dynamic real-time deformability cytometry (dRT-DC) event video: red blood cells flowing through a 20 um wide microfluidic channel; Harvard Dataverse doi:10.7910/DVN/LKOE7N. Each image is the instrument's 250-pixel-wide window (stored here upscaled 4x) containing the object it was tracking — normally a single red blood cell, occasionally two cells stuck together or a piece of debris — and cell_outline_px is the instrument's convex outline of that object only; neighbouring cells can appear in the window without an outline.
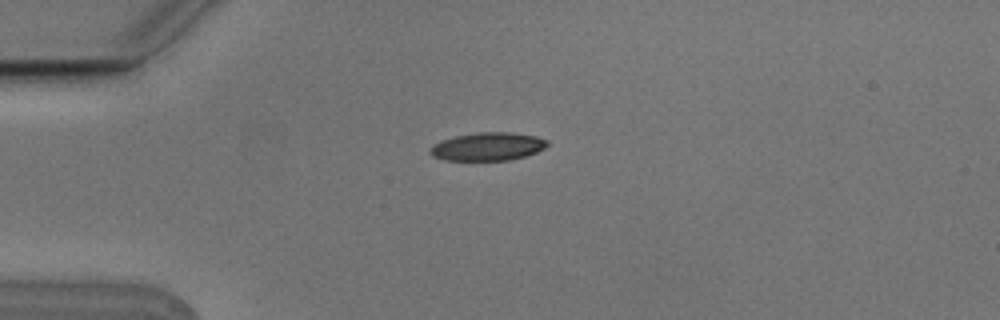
{"species": "Egyptian fruit bat (a non-hibernating species)", "species_latin": "Rousettus aegyptiacus", "temperature_condition": "cold", "stored_images_in_passage": 4, "camera_frame_rate_fps": 3000, "um_per_image_px": 0.085, "animal": {"sex": "male"}, "frame": {"image": 1, "passage_image": 1, "time_ms": 0.0, "image_size_px": [1000, 320], "cell_outline_px": [[548, 144], [544, 148], [536, 152], [524, 156], [508, 160], [444, 160], [432, 156], [428, 152], [440, 140], [456, 136], [476, 132], [512, 132], [536, 136], [548, 140]], "centroid_in_image_um": [41.46, 12.45], "position_along_channel_um": 43.5, "area_um2": 19.13}}
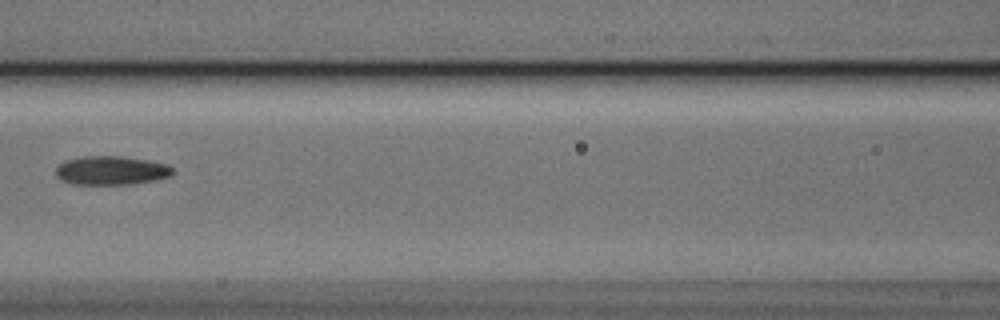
{"frame": {"image": 2, "passage_image": 4, "time_ms": 1.0, "image_size_px": [1000, 320], "cell_outline_px": [[176, 172], [172, 176], [156, 180], [132, 184], [72, 184], [60, 180], [56, 176], [56, 168], [60, 164], [68, 160], [84, 156], [120, 156], [148, 160], [168, 164]], "centroid_in_image_um": [9.5, 14.5], "position_along_channel_um": 157.1, "area_um2": 19.77}}